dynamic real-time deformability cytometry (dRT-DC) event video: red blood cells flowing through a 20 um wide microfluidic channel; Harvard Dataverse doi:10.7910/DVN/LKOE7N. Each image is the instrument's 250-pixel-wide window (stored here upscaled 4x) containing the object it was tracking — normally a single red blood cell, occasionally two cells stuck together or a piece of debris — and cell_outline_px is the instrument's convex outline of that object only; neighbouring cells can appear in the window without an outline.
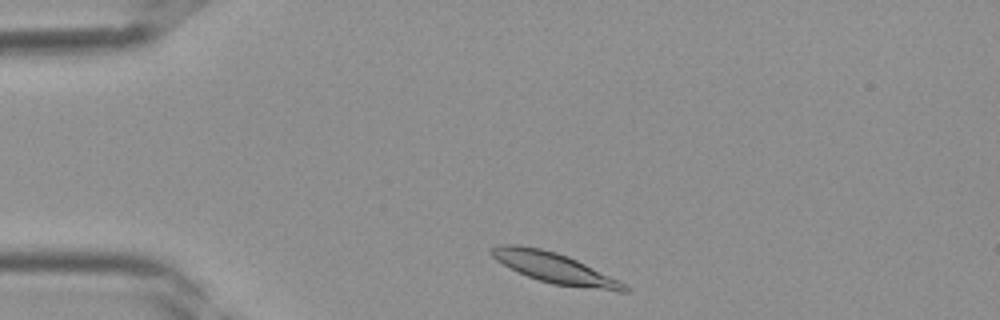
{"species": "Egyptian fruit bat (a non-hibernating species)", "species_latin": "Rousettus aegyptiacus", "temperature_condition": "room temperature", "stored_images_in_passage": 28, "camera_frame_rate_fps": 3000, "um_per_image_px": 0.085, "frame": {"image": 1, "passage_image": 1, "time_ms": 0.0, "image_size_px": [1000, 320], "cell_outline_px": [[628, 292], [620, 292], [552, 284], [528, 276], [496, 260], [488, 252], [488, 248], [496, 244], [516, 244], [540, 248], [556, 252], [568, 256], [620, 280], [628, 288]], "centroid_in_image_um": [47.12, 22.76], "position_along_channel_um": 37.9, "area_um2": 23.52}}
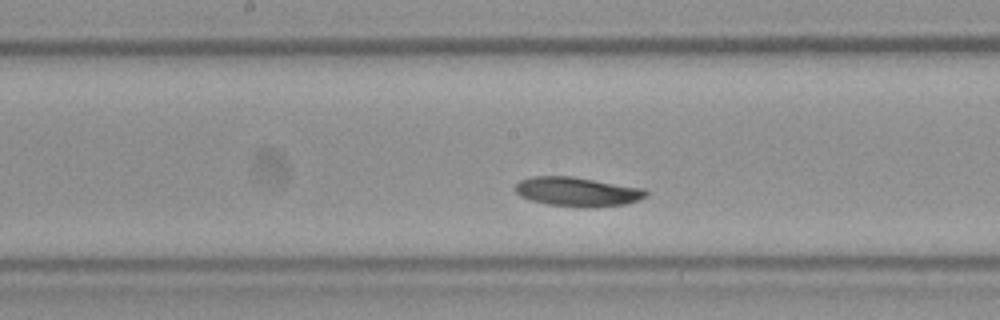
{"frame": {"image": 2, "passage_image": 13, "time_ms": 4.0, "image_size_px": [1000, 320], "cell_outline_px": [[648, 196], [624, 204], [548, 204], [528, 200], [520, 196], [516, 192], [516, 184], [520, 180], [532, 176], [572, 176], [644, 188], [648, 192]], "centroid_in_image_um": [49.02, 16.23], "position_along_channel_um": 199.2, "area_um2": 21.21}}
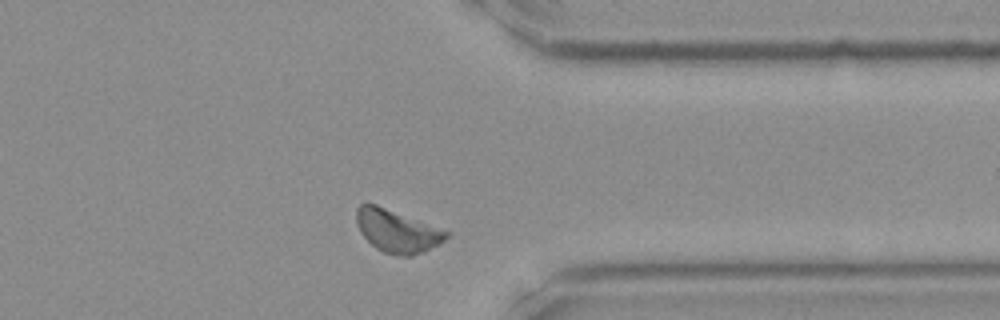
{"frame": {"image": 3, "passage_image": 24, "time_ms": 7.667, "image_size_px": [1000, 320], "cell_outline_px": [[452, 232], [440, 244], [424, 252], [412, 256], [396, 256], [384, 252], [376, 248], [360, 232], [356, 224], [356, 208], [360, 204], [376, 204]], "centroid_in_image_um": [33.77, 19.65], "position_along_channel_um": 377.6, "area_um2": 22.48}}